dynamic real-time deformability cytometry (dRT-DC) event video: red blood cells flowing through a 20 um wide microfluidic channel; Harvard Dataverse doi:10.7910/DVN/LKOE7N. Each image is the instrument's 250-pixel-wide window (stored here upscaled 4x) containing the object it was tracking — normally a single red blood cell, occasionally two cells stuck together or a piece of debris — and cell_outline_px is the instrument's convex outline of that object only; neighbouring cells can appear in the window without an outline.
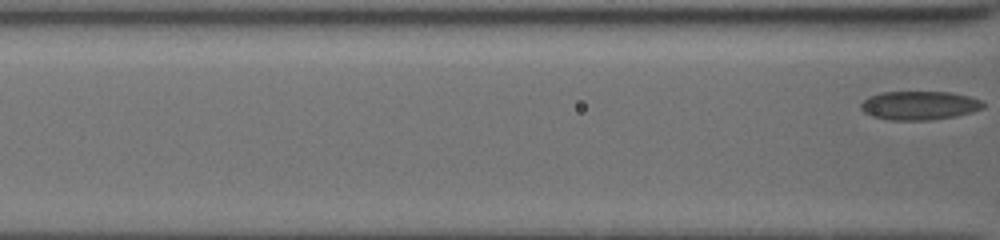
{"species": "common noctule bat (a hibernating species)", "species_latin": "Nyctalus noctula", "temperature_condition": "cold", "stored_images_in_passage": 9, "segment_of_instrument_passage": [2, 2], "camera_frame_rate_fps": 3000, "um_per_image_px": 0.085, "animal": {"sex": "female", "body_mass_g": 19.5, "forearm_length_mm": 54.1}, "frame": {"image": 1, "passage_image": 9, "time_ms": 4.0, "image_size_px": [1000, 240], "cell_outline_px": [[984, 108], [972, 112], [956, 116], [928, 120], [892, 120], [872, 116], [864, 112], [860, 108], [860, 104], [868, 96], [880, 92], [948, 92], [968, 96], [980, 100], [984, 104]], "centroid_in_image_um": [78.12, 8.96], "position_along_channel_um": 88.5, "area_um2": 20.46}}